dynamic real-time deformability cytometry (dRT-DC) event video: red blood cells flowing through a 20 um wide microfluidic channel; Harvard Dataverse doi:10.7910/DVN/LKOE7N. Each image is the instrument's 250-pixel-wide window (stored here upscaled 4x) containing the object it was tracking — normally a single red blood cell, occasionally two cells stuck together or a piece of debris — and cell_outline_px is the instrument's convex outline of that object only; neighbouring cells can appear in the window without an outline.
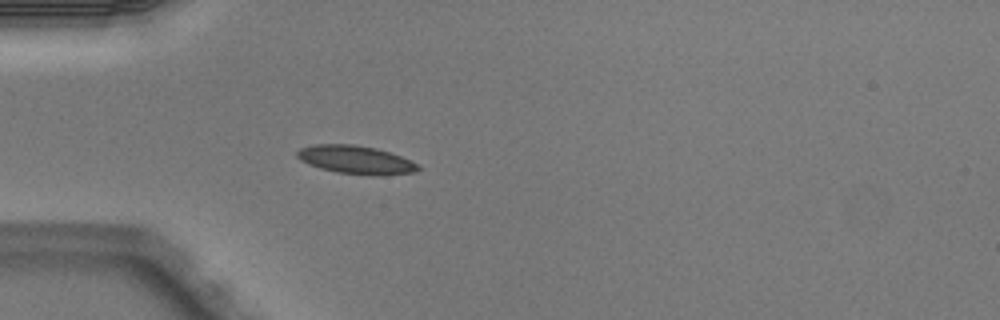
{"species": "Egyptian fruit bat (a non-hibernating species)", "species_latin": "Rousettus aegyptiacus", "temperature_condition": "warm", "stored_images_in_passage": 1, "camera_frame_rate_fps": 3000, "um_per_image_px": 0.085, "animal": {"sex": "male"}, "frame": {"image": 1, "passage_image": 1, "time_ms": 0.0, "image_size_px": [1000, 320], "cell_outline_px": [[420, 168], [416, 172], [336, 172], [320, 168], [308, 164], [300, 160], [296, 156], [296, 152], [300, 148], [316, 144], [352, 144], [376, 148], [412, 160], [420, 164]], "centroid_in_image_um": [30.15, 13.52], "position_along_channel_um": 54.8, "area_um2": 18.9}}